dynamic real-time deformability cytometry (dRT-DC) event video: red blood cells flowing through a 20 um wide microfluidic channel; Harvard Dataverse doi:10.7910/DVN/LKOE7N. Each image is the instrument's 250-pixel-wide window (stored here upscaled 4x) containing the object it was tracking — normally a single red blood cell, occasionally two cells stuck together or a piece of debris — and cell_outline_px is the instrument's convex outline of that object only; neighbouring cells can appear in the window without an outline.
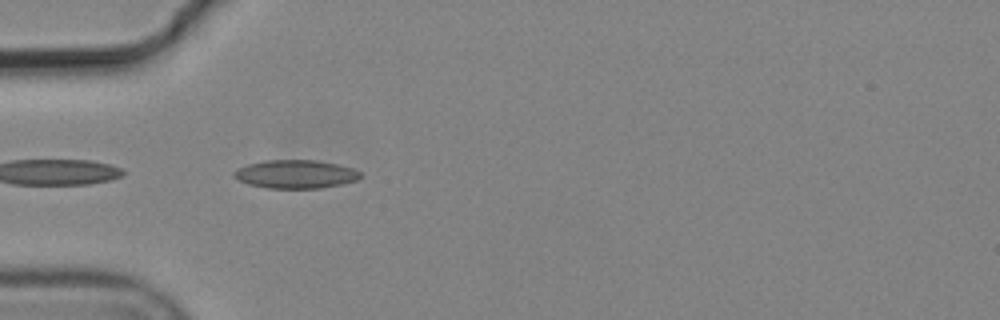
{"species": "common noctule bat (a hibernating species)", "species_latin": "Nyctalus noctula", "temperature_condition": "cold", "stored_images_in_passage": 3, "camera_frame_rate_fps": 3000, "um_per_image_px": 0.085, "animal": {"sex": "male", "body_mass_g": 19.2, "forearm_length_mm": 51.8}, "frame": {"image": 1, "passage_image": 3, "time_ms": 0.667, "image_size_px": [1000, 320], "cell_outline_px": [[360, 176], [356, 180], [340, 184], [320, 188], [268, 188], [248, 184], [232, 176], [232, 172], [236, 168], [248, 164], [264, 160], [316, 160], [336, 164], [352, 168], [360, 172]], "centroid_in_image_um": [25.07, 14.79], "position_along_channel_um": 59.9, "area_um2": 20.81}}